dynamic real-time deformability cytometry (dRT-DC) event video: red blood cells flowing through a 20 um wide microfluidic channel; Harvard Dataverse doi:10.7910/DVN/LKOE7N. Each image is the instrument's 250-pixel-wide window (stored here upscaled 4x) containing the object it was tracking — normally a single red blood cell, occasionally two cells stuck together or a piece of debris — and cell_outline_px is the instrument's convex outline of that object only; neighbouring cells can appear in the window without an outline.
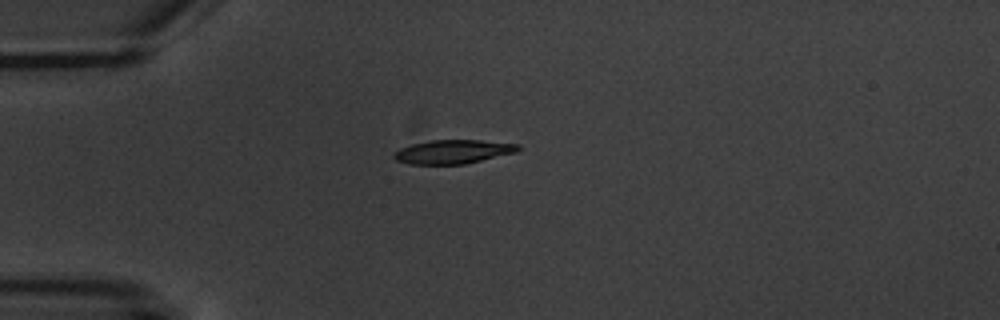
{"species": "common noctule bat (a hibernating species)", "species_latin": "Nyctalus noctula", "temperature_condition": "warm", "stored_images_in_passage": 8, "camera_frame_rate_fps": 3000, "um_per_image_px": 0.085, "animal": {"sex": "male", "body_mass_g": 20.1, "forearm_length_mm": 53.5}, "frame": {"image": 1, "passage_image": 3, "time_ms": 3.333, "image_size_px": [1000, 320], "cell_outline_px": [[520, 148], [516, 152], [464, 164], [408, 164], [396, 160], [392, 156], [400, 148], [412, 144], [432, 140], [480, 140], [520, 144]], "centroid_in_image_um": [38.51, 12.89], "position_along_channel_um": 46.5, "area_um2": 17.11}}